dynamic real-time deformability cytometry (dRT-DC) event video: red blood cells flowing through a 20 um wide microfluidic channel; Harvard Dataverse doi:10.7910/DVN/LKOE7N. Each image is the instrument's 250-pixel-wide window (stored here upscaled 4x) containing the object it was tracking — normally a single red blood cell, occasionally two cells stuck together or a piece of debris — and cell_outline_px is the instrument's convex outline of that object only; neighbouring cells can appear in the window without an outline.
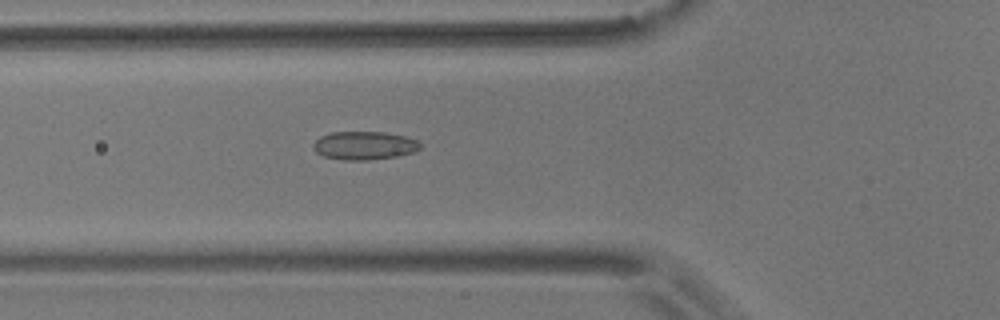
{"species": "common noctule bat (a hibernating species)", "species_latin": "Nyctalus noctula", "temperature_condition": "room temperature", "stored_images_in_passage": 43, "camera_frame_rate_fps": 3000, "um_per_image_px": 0.085, "animal": {"sex": "male", "body_mass_g": 17.9}, "frame": {"image": 1, "passage_image": 8, "time_ms": 2.333, "image_size_px": [1000, 320], "cell_outline_px": [[420, 148], [412, 152], [400, 156], [368, 160], [344, 160], [324, 156], [316, 152], [312, 148], [312, 144], [320, 136], [332, 132], [384, 132], [404, 136], [416, 140], [420, 144]], "centroid_in_image_um": [30.94, 12.37], "position_along_channel_um": 94.9, "area_um2": 17.63}}
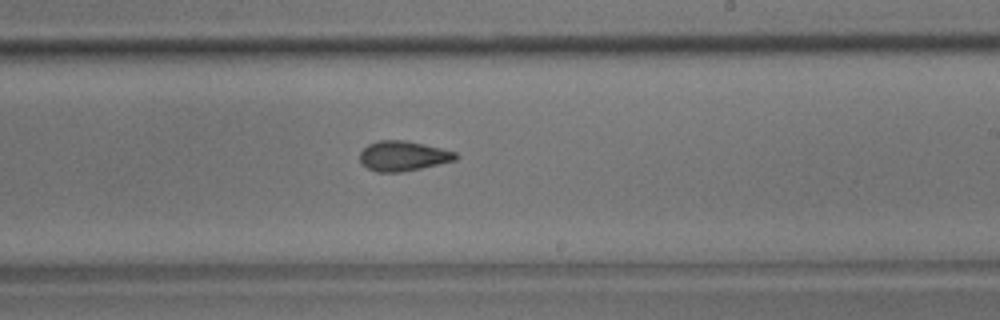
{"frame": {"image": 2, "passage_image": 21, "time_ms": 6.667, "image_size_px": [1000, 320], "cell_outline_px": [[460, 156], [456, 160], [420, 168], [400, 172], [376, 172], [368, 168], [360, 160], [360, 152], [368, 144], [380, 140], [404, 140], [424, 144], [456, 152]], "centroid_in_image_um": [34.27, 13.25], "position_along_channel_um": 254.7, "area_um2": 16.59}}
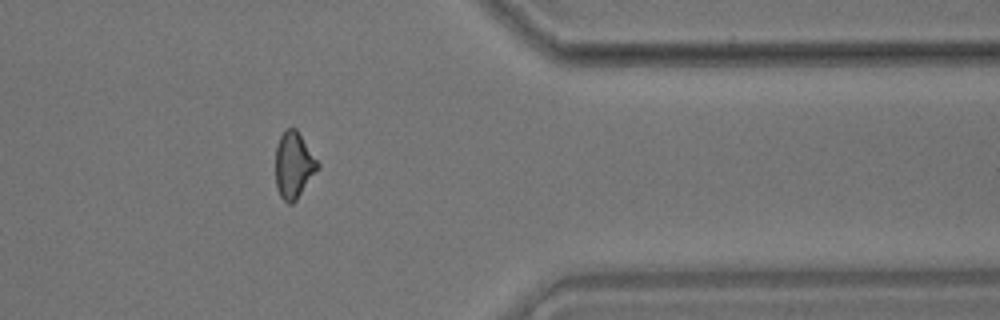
{"frame": {"image": 3, "passage_image": 33, "time_ms": 10.667, "image_size_px": [1000, 320], "cell_outline_px": [[320, 168], [296, 200], [292, 204], [288, 204], [280, 196], [276, 188], [276, 148], [280, 136], [284, 128], [296, 128], [320, 164]], "centroid_in_image_um": [24.97, 14.04], "position_along_channel_um": 386.4, "area_um2": 16.42}, "authors_computed_cell_mechanics": {"area_um2": 16.4152, "velocity_mm_per_s": 3.6813, "shape_relaxation_time_tau1_ms": 8.0695, "shape_relaxation_time_tau2_ms": 1.9525, "deformation_change_tau1": 0.148, "deformation_change_tau2": 0.0871}}